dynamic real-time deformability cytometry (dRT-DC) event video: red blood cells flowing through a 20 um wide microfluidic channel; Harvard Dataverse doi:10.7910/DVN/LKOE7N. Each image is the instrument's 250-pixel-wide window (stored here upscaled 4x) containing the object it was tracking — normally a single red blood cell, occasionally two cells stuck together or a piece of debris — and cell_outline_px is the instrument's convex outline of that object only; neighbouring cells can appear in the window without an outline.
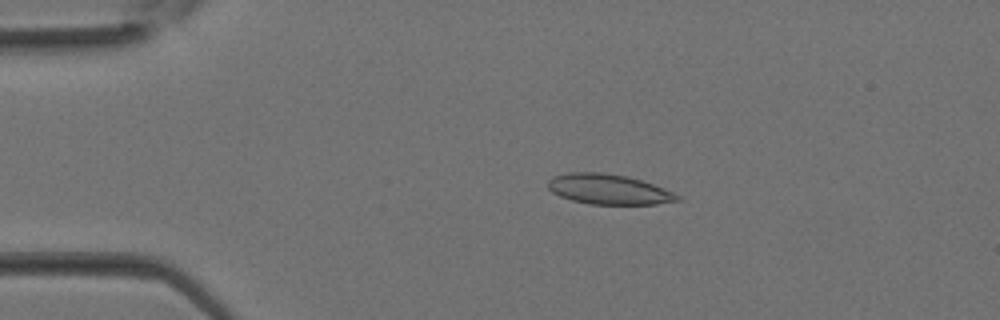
{"species": "Egyptian fruit bat (a non-hibernating species)", "species_latin": "Rousettus aegyptiacus", "temperature_condition": "room temperature", "stored_images_in_passage": 36, "camera_frame_rate_fps": 3000, "um_per_image_px": 0.085, "animal": {"sex": "female"}, "frame": {"image": 1, "passage_image": 7, "time_ms": 2.0, "image_size_px": [1000, 320], "cell_outline_px": [[680, 200], [656, 204], [588, 204], [572, 200], [560, 196], [552, 192], [548, 188], [548, 180], [552, 176], [568, 172], [600, 172], [628, 176], [664, 188], [680, 196]], "centroid_in_image_um": [51.69, 16.08], "position_along_channel_um": 33.3, "area_um2": 22.72}}
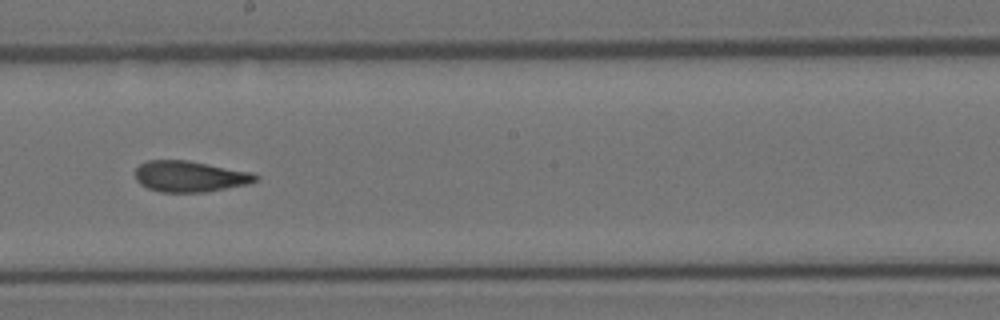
{"frame": {"image": 2, "passage_image": 20, "time_ms": 6.333, "image_size_px": [1000, 320], "cell_outline_px": [[260, 176], [256, 180], [248, 184], [204, 192], [160, 192], [148, 188], [140, 184], [136, 180], [136, 168], [140, 164], [148, 160], [188, 160], [252, 172]], "centroid_in_image_um": [16.14, 14.99], "position_along_channel_um": 232.1, "area_um2": 21.73}}
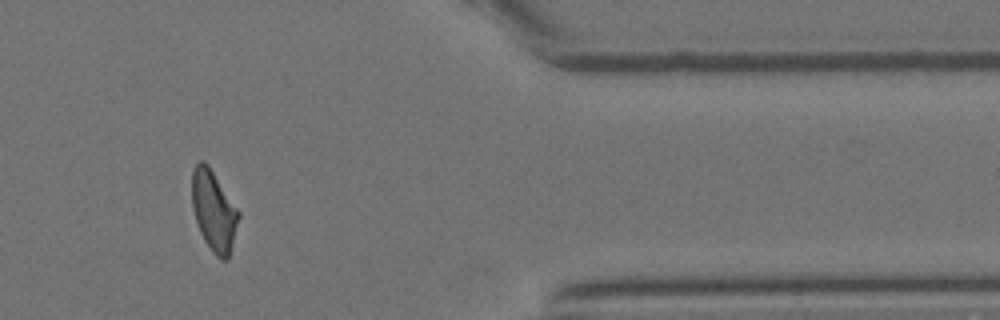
{"frame": {"image": 3, "passage_image": 30, "time_ms": 9.667, "image_size_px": [1000, 320], "cell_outline_px": [[240, 216], [228, 260], [220, 260], [212, 252], [204, 240], [200, 232], [192, 208], [192, 172], [196, 164], [200, 160], [204, 160], [208, 164], [240, 212]], "centroid_in_image_um": [18.17, 17.93], "position_along_channel_um": 393.2, "area_um2": 21.91}}